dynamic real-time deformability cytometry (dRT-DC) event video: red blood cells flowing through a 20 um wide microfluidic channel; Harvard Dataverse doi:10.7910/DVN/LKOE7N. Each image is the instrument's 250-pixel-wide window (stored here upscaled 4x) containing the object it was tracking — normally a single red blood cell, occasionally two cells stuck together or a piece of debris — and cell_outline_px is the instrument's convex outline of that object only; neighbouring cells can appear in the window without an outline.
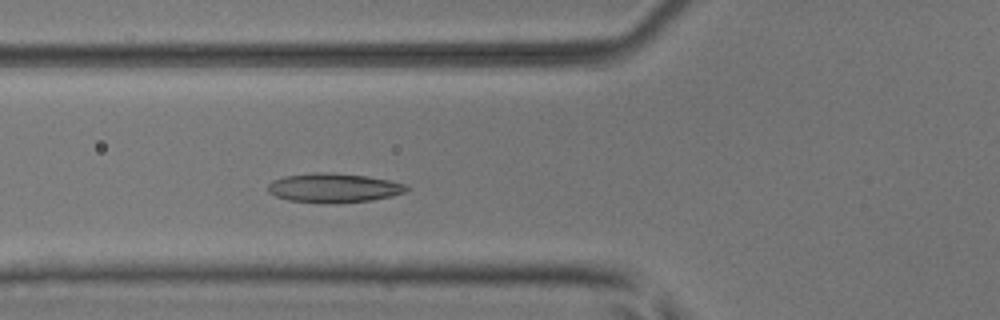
{"species": "common noctule bat (a hibernating species)", "species_latin": "Nyctalus noctula", "temperature_condition": "room temperature", "stored_images_in_passage": 43, "camera_frame_rate_fps": 3000, "um_per_image_px": 0.085, "animal": {"sex": "male", "body_mass_g": 17.9, "forearm_length_mm": 54.2}, "frame": {"image": 1, "passage_image": 10, "time_ms": 3.0, "image_size_px": [1000, 320], "cell_outline_px": [[408, 188], [404, 192], [392, 196], [372, 200], [336, 204], [332, 204], [288, 200], [276, 196], [268, 192], [268, 184], [272, 180], [284, 176], [316, 172], [328, 172], [368, 176], [388, 180], [404, 184]], "centroid_in_image_um": [28.34, 15.97], "position_along_channel_um": 97.5, "area_um2": 23.7}}
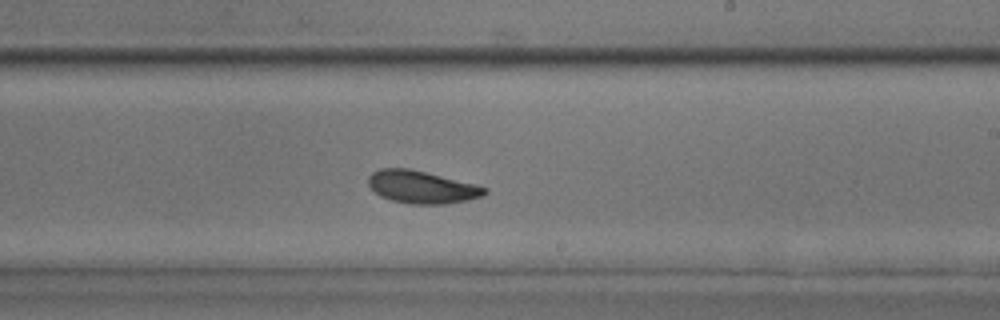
{"frame": {"image": 2, "passage_image": 22, "time_ms": 7.0, "image_size_px": [1000, 320], "cell_outline_px": [[488, 192], [484, 196], [468, 200], [444, 204], [408, 204], [392, 200], [380, 196], [368, 184], [368, 176], [372, 172], [380, 168], [408, 168], [476, 184], [488, 188]], "centroid_in_image_um": [35.87, 15.9], "position_along_channel_um": 253.1, "area_um2": 22.14}}
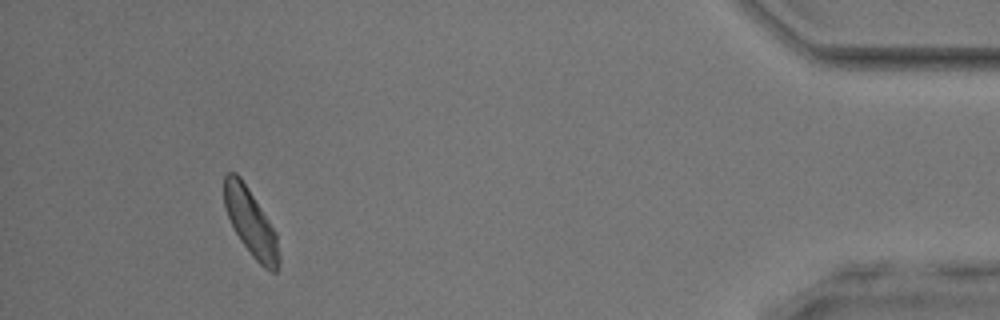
{"frame": {"image": 3, "passage_image": 39, "time_ms": 12.667, "image_size_px": [1000, 320], "cell_outline_px": [[280, 260], [276, 272], [272, 272], [264, 268], [252, 256], [240, 240], [228, 216], [224, 204], [224, 176], [228, 172], [236, 172], [240, 176], [276, 232], [280, 256]], "centroid_in_image_um": [21.32, 18.93], "position_along_channel_um": 413.9, "area_um2": 21.1}, "authors_computed_cell_mechanics": {"area_um2": 22.0218, "velocity_mm_per_s": 3.9163, "shape_relaxation_time_tau1_ms": 2.5369, "shape_relaxation_time_tau2_ms": 3.849, "deformation_change_tau1": 0.1067, "deformation_change_tau2": 0.0735}}